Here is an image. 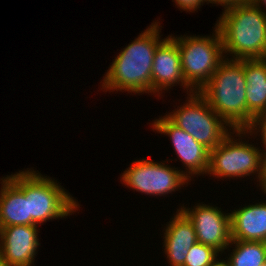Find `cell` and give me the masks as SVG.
Returning <instances> with one entry per match:
<instances>
[{
    "mask_svg": "<svg viewBox=\"0 0 266 266\" xmlns=\"http://www.w3.org/2000/svg\"><path fill=\"white\" fill-rule=\"evenodd\" d=\"M160 28H163L161 23L153 21L114 56L100 82L103 92L127 91L129 94L152 95L153 57L158 45L164 40Z\"/></svg>",
    "mask_w": 266,
    "mask_h": 266,
    "instance_id": "1",
    "label": "cell"
},
{
    "mask_svg": "<svg viewBox=\"0 0 266 266\" xmlns=\"http://www.w3.org/2000/svg\"><path fill=\"white\" fill-rule=\"evenodd\" d=\"M215 26L222 38L225 58H266V14L251 1L224 8Z\"/></svg>",
    "mask_w": 266,
    "mask_h": 266,
    "instance_id": "2",
    "label": "cell"
},
{
    "mask_svg": "<svg viewBox=\"0 0 266 266\" xmlns=\"http://www.w3.org/2000/svg\"><path fill=\"white\" fill-rule=\"evenodd\" d=\"M246 86L244 59L225 58L198 93L233 130H247L254 121L248 116Z\"/></svg>",
    "mask_w": 266,
    "mask_h": 266,
    "instance_id": "3",
    "label": "cell"
},
{
    "mask_svg": "<svg viewBox=\"0 0 266 266\" xmlns=\"http://www.w3.org/2000/svg\"><path fill=\"white\" fill-rule=\"evenodd\" d=\"M6 177L28 199V225H41L49 220L67 218L80 211L77 199L55 178L42 175L33 168L19 170Z\"/></svg>",
    "mask_w": 266,
    "mask_h": 266,
    "instance_id": "4",
    "label": "cell"
},
{
    "mask_svg": "<svg viewBox=\"0 0 266 266\" xmlns=\"http://www.w3.org/2000/svg\"><path fill=\"white\" fill-rule=\"evenodd\" d=\"M249 136L251 133L248 130H233L209 152L206 175L208 174L209 177L212 175L221 180L255 175L256 183L259 182L257 186L260 185L263 178V148H258L252 142L248 143L249 140L246 141V138L250 139Z\"/></svg>",
    "mask_w": 266,
    "mask_h": 266,
    "instance_id": "5",
    "label": "cell"
},
{
    "mask_svg": "<svg viewBox=\"0 0 266 266\" xmlns=\"http://www.w3.org/2000/svg\"><path fill=\"white\" fill-rule=\"evenodd\" d=\"M178 45L185 82L198 92L225 59L222 38L214 26L212 35H170Z\"/></svg>",
    "mask_w": 266,
    "mask_h": 266,
    "instance_id": "6",
    "label": "cell"
},
{
    "mask_svg": "<svg viewBox=\"0 0 266 266\" xmlns=\"http://www.w3.org/2000/svg\"><path fill=\"white\" fill-rule=\"evenodd\" d=\"M187 100L165 114L176 126L190 134L209 151L216 148L233 129L198 93L187 94Z\"/></svg>",
    "mask_w": 266,
    "mask_h": 266,
    "instance_id": "7",
    "label": "cell"
},
{
    "mask_svg": "<svg viewBox=\"0 0 266 266\" xmlns=\"http://www.w3.org/2000/svg\"><path fill=\"white\" fill-rule=\"evenodd\" d=\"M166 162L168 159L154 162L146 157L133 160L130 167L120 174V181L127 188L155 197H164L179 191L183 185H191L180 167L175 168Z\"/></svg>",
    "mask_w": 266,
    "mask_h": 266,
    "instance_id": "8",
    "label": "cell"
},
{
    "mask_svg": "<svg viewBox=\"0 0 266 266\" xmlns=\"http://www.w3.org/2000/svg\"><path fill=\"white\" fill-rule=\"evenodd\" d=\"M151 130L170 137L177 158L185 167L183 173L192 181L194 177L206 175L209 166V150L190 134L176 126L166 115L151 121Z\"/></svg>",
    "mask_w": 266,
    "mask_h": 266,
    "instance_id": "9",
    "label": "cell"
},
{
    "mask_svg": "<svg viewBox=\"0 0 266 266\" xmlns=\"http://www.w3.org/2000/svg\"><path fill=\"white\" fill-rule=\"evenodd\" d=\"M178 209L193 223L198 242L212 246L221 253L220 256L223 252L226 254L231 243L230 213L203 202L191 208L182 204Z\"/></svg>",
    "mask_w": 266,
    "mask_h": 266,
    "instance_id": "10",
    "label": "cell"
},
{
    "mask_svg": "<svg viewBox=\"0 0 266 266\" xmlns=\"http://www.w3.org/2000/svg\"><path fill=\"white\" fill-rule=\"evenodd\" d=\"M177 84L186 94L195 92L186 82L181 70V55L177 42L168 35L158 45L153 57L152 95L162 97Z\"/></svg>",
    "mask_w": 266,
    "mask_h": 266,
    "instance_id": "11",
    "label": "cell"
},
{
    "mask_svg": "<svg viewBox=\"0 0 266 266\" xmlns=\"http://www.w3.org/2000/svg\"><path fill=\"white\" fill-rule=\"evenodd\" d=\"M38 225H13L0 228V254L9 266H35L38 254Z\"/></svg>",
    "mask_w": 266,
    "mask_h": 266,
    "instance_id": "12",
    "label": "cell"
},
{
    "mask_svg": "<svg viewBox=\"0 0 266 266\" xmlns=\"http://www.w3.org/2000/svg\"><path fill=\"white\" fill-rule=\"evenodd\" d=\"M173 215L163 227V252L170 266H184L190 248L198 241L193 223L187 216L180 209Z\"/></svg>",
    "mask_w": 266,
    "mask_h": 266,
    "instance_id": "13",
    "label": "cell"
},
{
    "mask_svg": "<svg viewBox=\"0 0 266 266\" xmlns=\"http://www.w3.org/2000/svg\"><path fill=\"white\" fill-rule=\"evenodd\" d=\"M231 240L266 242V201L230 212Z\"/></svg>",
    "mask_w": 266,
    "mask_h": 266,
    "instance_id": "14",
    "label": "cell"
},
{
    "mask_svg": "<svg viewBox=\"0 0 266 266\" xmlns=\"http://www.w3.org/2000/svg\"><path fill=\"white\" fill-rule=\"evenodd\" d=\"M248 116L254 119L266 113V58L244 59Z\"/></svg>",
    "mask_w": 266,
    "mask_h": 266,
    "instance_id": "15",
    "label": "cell"
},
{
    "mask_svg": "<svg viewBox=\"0 0 266 266\" xmlns=\"http://www.w3.org/2000/svg\"><path fill=\"white\" fill-rule=\"evenodd\" d=\"M0 181V228L28 225V199L6 176Z\"/></svg>",
    "mask_w": 266,
    "mask_h": 266,
    "instance_id": "16",
    "label": "cell"
},
{
    "mask_svg": "<svg viewBox=\"0 0 266 266\" xmlns=\"http://www.w3.org/2000/svg\"><path fill=\"white\" fill-rule=\"evenodd\" d=\"M227 249L231 252L225 259L230 266H261L266 262V242L231 240Z\"/></svg>",
    "mask_w": 266,
    "mask_h": 266,
    "instance_id": "17",
    "label": "cell"
},
{
    "mask_svg": "<svg viewBox=\"0 0 266 266\" xmlns=\"http://www.w3.org/2000/svg\"><path fill=\"white\" fill-rule=\"evenodd\" d=\"M221 254L212 246L196 242L189 250L184 266H209Z\"/></svg>",
    "mask_w": 266,
    "mask_h": 266,
    "instance_id": "18",
    "label": "cell"
},
{
    "mask_svg": "<svg viewBox=\"0 0 266 266\" xmlns=\"http://www.w3.org/2000/svg\"><path fill=\"white\" fill-rule=\"evenodd\" d=\"M247 130L251 133V139L252 136L254 139L255 137L259 136L260 145L263 148V150H266V113L258 115L254 119L253 124Z\"/></svg>",
    "mask_w": 266,
    "mask_h": 266,
    "instance_id": "19",
    "label": "cell"
},
{
    "mask_svg": "<svg viewBox=\"0 0 266 266\" xmlns=\"http://www.w3.org/2000/svg\"><path fill=\"white\" fill-rule=\"evenodd\" d=\"M175 2V6L179 10H183L185 12H189V14L192 12L194 13L199 8H201V5L206 2V4H209L208 0H172Z\"/></svg>",
    "mask_w": 266,
    "mask_h": 266,
    "instance_id": "20",
    "label": "cell"
},
{
    "mask_svg": "<svg viewBox=\"0 0 266 266\" xmlns=\"http://www.w3.org/2000/svg\"><path fill=\"white\" fill-rule=\"evenodd\" d=\"M209 4H216V6L220 5L223 8H226L227 6L241 4V3H247L250 2V0H208Z\"/></svg>",
    "mask_w": 266,
    "mask_h": 266,
    "instance_id": "21",
    "label": "cell"
},
{
    "mask_svg": "<svg viewBox=\"0 0 266 266\" xmlns=\"http://www.w3.org/2000/svg\"><path fill=\"white\" fill-rule=\"evenodd\" d=\"M221 257L219 256V258H216L209 266H230L228 260H224V259H220Z\"/></svg>",
    "mask_w": 266,
    "mask_h": 266,
    "instance_id": "22",
    "label": "cell"
},
{
    "mask_svg": "<svg viewBox=\"0 0 266 266\" xmlns=\"http://www.w3.org/2000/svg\"><path fill=\"white\" fill-rule=\"evenodd\" d=\"M266 14V0H250ZM264 7V8H263ZM263 8V9H262ZM265 9V10H264Z\"/></svg>",
    "mask_w": 266,
    "mask_h": 266,
    "instance_id": "23",
    "label": "cell"
},
{
    "mask_svg": "<svg viewBox=\"0 0 266 266\" xmlns=\"http://www.w3.org/2000/svg\"><path fill=\"white\" fill-rule=\"evenodd\" d=\"M258 187L261 188L262 193L264 192L266 196V176H263L262 181Z\"/></svg>",
    "mask_w": 266,
    "mask_h": 266,
    "instance_id": "24",
    "label": "cell"
},
{
    "mask_svg": "<svg viewBox=\"0 0 266 266\" xmlns=\"http://www.w3.org/2000/svg\"><path fill=\"white\" fill-rule=\"evenodd\" d=\"M263 176H266V150H263Z\"/></svg>",
    "mask_w": 266,
    "mask_h": 266,
    "instance_id": "25",
    "label": "cell"
},
{
    "mask_svg": "<svg viewBox=\"0 0 266 266\" xmlns=\"http://www.w3.org/2000/svg\"><path fill=\"white\" fill-rule=\"evenodd\" d=\"M0 266H9L4 259L2 258L1 254H0Z\"/></svg>",
    "mask_w": 266,
    "mask_h": 266,
    "instance_id": "26",
    "label": "cell"
}]
</instances>
